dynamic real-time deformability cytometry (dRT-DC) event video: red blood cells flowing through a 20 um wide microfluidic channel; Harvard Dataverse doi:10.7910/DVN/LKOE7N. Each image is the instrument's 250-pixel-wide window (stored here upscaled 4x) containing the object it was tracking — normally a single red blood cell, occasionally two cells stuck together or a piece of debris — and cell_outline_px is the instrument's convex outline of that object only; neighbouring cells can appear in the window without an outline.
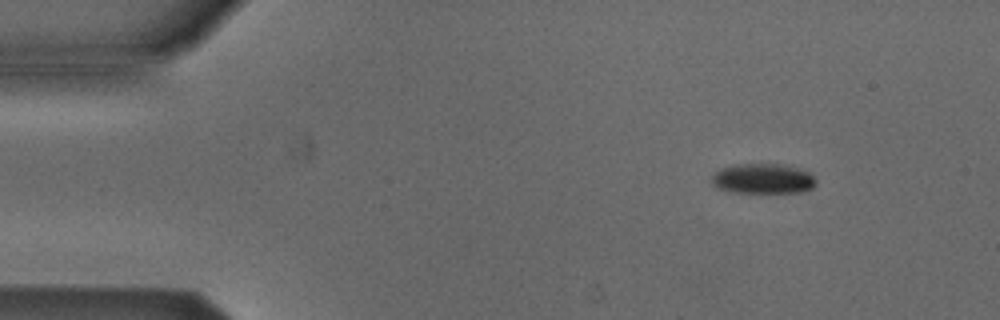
{"species": "Egyptian fruit bat (a non-hibernating species)", "species_latin": "Rousettus aegyptiacus", "temperature_condition": "cold", "stored_images_in_passage": 5, "camera_frame_rate_fps": 3000, "um_per_image_px": 0.085, "animal": {"sex": "male"}, "frame": {"image": 1, "passage_image": 2, "time_ms": 0.333, "image_size_px": [1000, 320], "cell_outline_px": [[816, 184], [812, 188], [800, 192], [732, 192], [716, 188], [712, 184], [712, 176], [720, 168], [736, 164], [780, 164], [796, 168], [808, 172], [816, 180]], "centroid_in_image_um": [64.82, 15.19], "position_along_channel_um": 20.2, "area_um2": 18.15}}
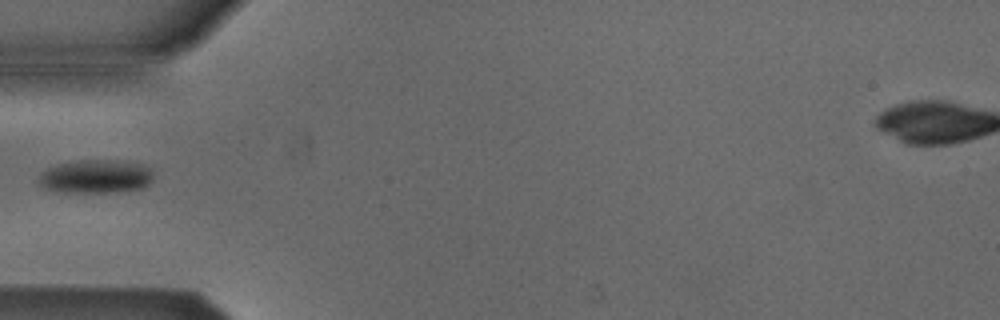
{"frame": {"image": 2, "passage_image": 5, "time_ms": 1.333, "image_size_px": [1000, 320], "cell_outline_px": [[152, 180], [144, 188], [124, 192], [64, 192], [44, 188], [36, 180], [48, 168], [56, 164], [76, 160], [116, 160], [140, 164], [152, 168]], "centroid_in_image_um": [8.17, 15.0], "position_along_channel_um": 76.8, "area_um2": 22.6}}